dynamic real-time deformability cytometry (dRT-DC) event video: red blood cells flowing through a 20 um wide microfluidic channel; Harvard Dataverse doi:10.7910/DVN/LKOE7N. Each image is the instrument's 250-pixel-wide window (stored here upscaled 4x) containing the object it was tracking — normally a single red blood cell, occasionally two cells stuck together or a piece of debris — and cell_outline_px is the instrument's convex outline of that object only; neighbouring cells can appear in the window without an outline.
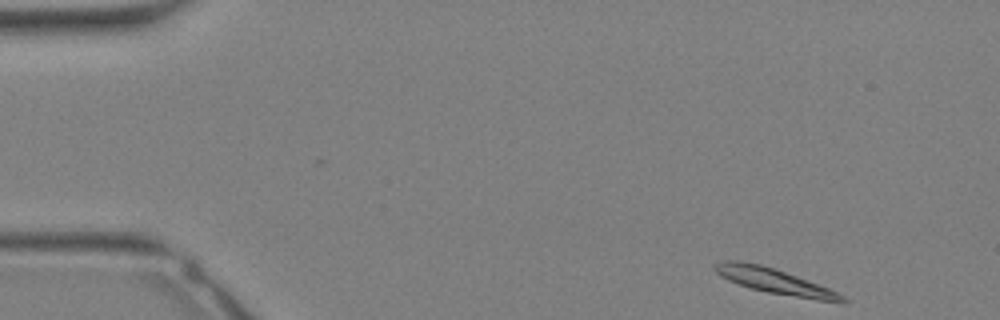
{"species": "Egyptian fruit bat (a non-hibernating species)", "species_latin": "Rousettus aegyptiacus", "temperature_condition": "warm", "stored_images_in_passage": 31, "camera_frame_rate_fps": 3000, "um_per_image_px": 0.085, "animal": {"sex": "female"}, "frame": {"image": 1, "passage_image": 1, "time_ms": 0.0, "image_size_px": [1000, 320], "cell_outline_px": [[848, 300], [844, 304], [768, 292], [752, 288], [728, 280], [720, 276], [712, 268], [712, 264], [720, 260], [740, 260], [760, 264], [776, 268], [808, 280], [828, 288], [844, 296]], "centroid_in_image_um": [65.81, 23.87], "position_along_channel_um": 19.2, "area_um2": 18.84}}
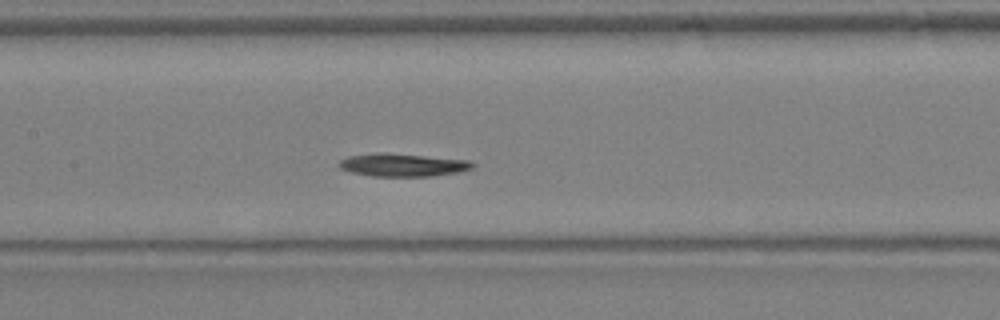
{"frame": {"image": 2, "passage_image": 14, "time_ms": 4.333, "image_size_px": [1000, 320], "cell_outline_px": [[476, 164], [472, 168], [460, 172], [432, 176], [372, 176], [352, 172], [340, 168], [336, 164], [340, 160], [348, 156], [376, 152], [472, 160]], "centroid_in_image_um": [34.24, 14.02], "position_along_channel_um": 173.2, "area_um2": 17.86}}
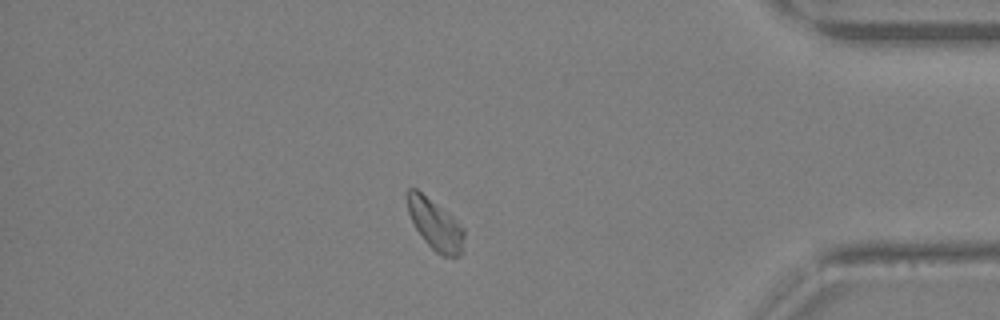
{"frame": {"image": 3, "passage_image": 27, "time_ms": 8.667, "image_size_px": [1000, 320], "cell_outline_px": [[464, 252], [460, 256], [444, 256], [436, 252], [424, 240], [416, 228], [408, 212], [404, 196], [404, 192], [408, 188], [416, 188], [464, 228]], "centroid_in_image_um": [36.96, 19.08], "position_along_channel_um": 398.2, "area_um2": 16.59}}